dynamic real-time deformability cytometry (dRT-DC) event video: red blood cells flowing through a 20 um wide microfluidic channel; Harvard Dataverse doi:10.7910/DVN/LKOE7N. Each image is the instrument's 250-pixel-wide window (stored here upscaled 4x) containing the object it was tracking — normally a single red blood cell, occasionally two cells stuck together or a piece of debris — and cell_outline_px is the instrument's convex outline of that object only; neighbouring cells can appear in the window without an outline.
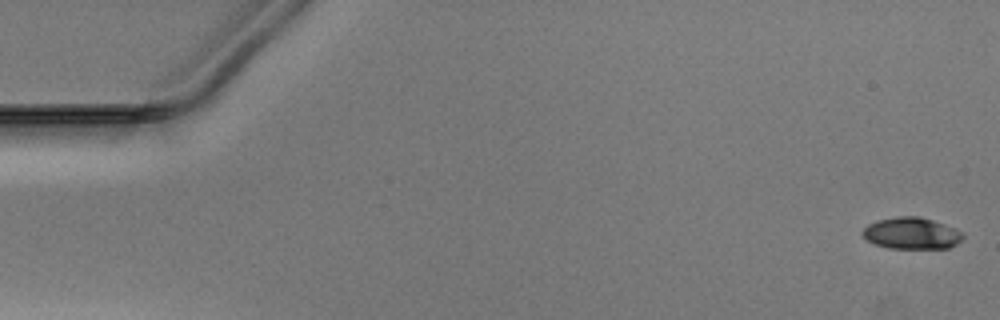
{"species": "Egyptian fruit bat (a non-hibernating species)", "species_latin": "Rousettus aegyptiacus", "temperature_condition": "warm", "stored_images_in_passage": 48, "camera_frame_rate_fps": 3000, "um_per_image_px": 0.085, "animal": {"sex": "male"}, "frame": {"image": 1, "passage_image": 1, "time_ms": 0.0, "image_size_px": [1000, 320], "cell_outline_px": [[964, 236], [956, 244], [948, 248], [888, 248], [876, 244], [868, 240], [860, 232], [868, 224], [876, 220], [896, 216], [920, 216], [956, 228], [964, 232]], "centroid_in_image_um": [77.49, 19.81], "position_along_channel_um": 7.5, "area_um2": 18.55}}
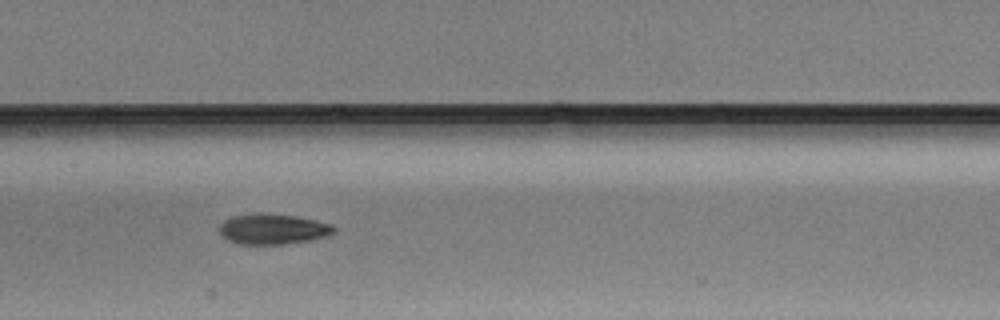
{"frame": {"image": 2, "passage_image": 25, "time_ms": 8.0, "image_size_px": [1000, 320], "cell_outline_px": [[336, 232], [328, 236], [308, 240], [284, 244], [240, 244], [228, 240], [220, 232], [220, 224], [224, 220], [232, 216], [256, 212], [260, 212], [292, 216], [316, 220], [332, 224], [336, 228]], "centroid_in_image_um": [23.21, 19.46], "position_along_channel_um": 184.2, "area_um2": 20.35}}
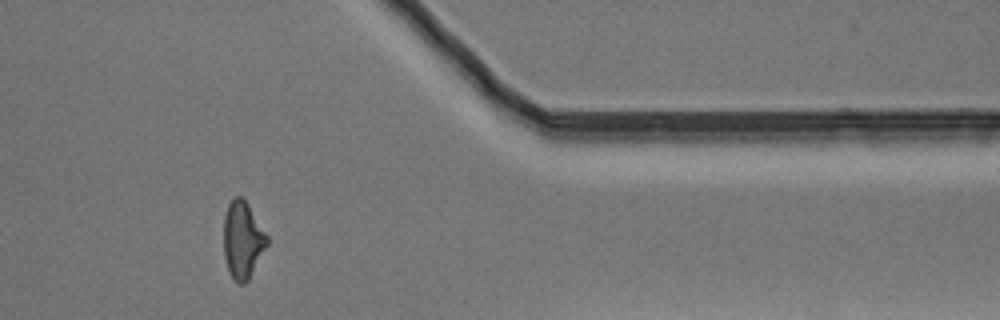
{"frame": {"image": 3, "passage_image": 42, "time_ms": 13.667, "image_size_px": [1000, 320], "cell_outline_px": [[268, 244], [248, 280], [244, 284], [236, 284], [228, 272], [224, 256], [224, 216], [228, 204], [236, 196], [240, 196], [248, 204], [268, 236]], "centroid_in_image_um": [20.62, 20.43], "position_along_channel_um": 390.8, "area_um2": 19.48}}